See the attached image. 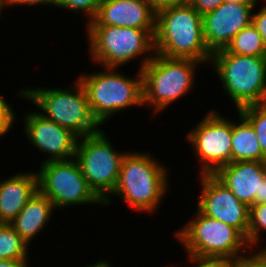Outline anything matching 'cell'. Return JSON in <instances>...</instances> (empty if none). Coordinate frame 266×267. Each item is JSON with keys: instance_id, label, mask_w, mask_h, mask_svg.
Listing matches in <instances>:
<instances>
[{"instance_id": "36", "label": "cell", "mask_w": 266, "mask_h": 267, "mask_svg": "<svg viewBox=\"0 0 266 267\" xmlns=\"http://www.w3.org/2000/svg\"><path fill=\"white\" fill-rule=\"evenodd\" d=\"M8 7V0H0V15L4 12L3 9H6Z\"/></svg>"}, {"instance_id": "12", "label": "cell", "mask_w": 266, "mask_h": 267, "mask_svg": "<svg viewBox=\"0 0 266 267\" xmlns=\"http://www.w3.org/2000/svg\"><path fill=\"white\" fill-rule=\"evenodd\" d=\"M197 209L204 215L236 228L247 240L250 207L242 203L214 174L199 176Z\"/></svg>"}, {"instance_id": "32", "label": "cell", "mask_w": 266, "mask_h": 267, "mask_svg": "<svg viewBox=\"0 0 266 267\" xmlns=\"http://www.w3.org/2000/svg\"><path fill=\"white\" fill-rule=\"evenodd\" d=\"M29 262V260L0 259V267H29Z\"/></svg>"}, {"instance_id": "11", "label": "cell", "mask_w": 266, "mask_h": 267, "mask_svg": "<svg viewBox=\"0 0 266 267\" xmlns=\"http://www.w3.org/2000/svg\"><path fill=\"white\" fill-rule=\"evenodd\" d=\"M204 116L185 137L200 163L199 175L215 174L231 163L232 120L213 109Z\"/></svg>"}, {"instance_id": "2", "label": "cell", "mask_w": 266, "mask_h": 267, "mask_svg": "<svg viewBox=\"0 0 266 267\" xmlns=\"http://www.w3.org/2000/svg\"><path fill=\"white\" fill-rule=\"evenodd\" d=\"M155 53L167 58L193 59L209 64L202 16L188 3L156 11Z\"/></svg>"}, {"instance_id": "13", "label": "cell", "mask_w": 266, "mask_h": 267, "mask_svg": "<svg viewBox=\"0 0 266 267\" xmlns=\"http://www.w3.org/2000/svg\"><path fill=\"white\" fill-rule=\"evenodd\" d=\"M23 119V132L29 143L41 153L47 154L42 162L75 158L78 137L74 133L37 111H29Z\"/></svg>"}, {"instance_id": "22", "label": "cell", "mask_w": 266, "mask_h": 267, "mask_svg": "<svg viewBox=\"0 0 266 267\" xmlns=\"http://www.w3.org/2000/svg\"><path fill=\"white\" fill-rule=\"evenodd\" d=\"M262 232H266V203L255 204L250 207L247 242L252 250H266V246L260 247V244H263L261 242V237L264 236Z\"/></svg>"}, {"instance_id": "33", "label": "cell", "mask_w": 266, "mask_h": 267, "mask_svg": "<svg viewBox=\"0 0 266 267\" xmlns=\"http://www.w3.org/2000/svg\"><path fill=\"white\" fill-rule=\"evenodd\" d=\"M266 203V175L260 180L259 195H255V204Z\"/></svg>"}, {"instance_id": "34", "label": "cell", "mask_w": 266, "mask_h": 267, "mask_svg": "<svg viewBox=\"0 0 266 267\" xmlns=\"http://www.w3.org/2000/svg\"><path fill=\"white\" fill-rule=\"evenodd\" d=\"M110 262L111 261H109L107 259H101V260L97 261L95 264H92V265L89 264L86 267H111L112 264H110Z\"/></svg>"}, {"instance_id": "27", "label": "cell", "mask_w": 266, "mask_h": 267, "mask_svg": "<svg viewBox=\"0 0 266 267\" xmlns=\"http://www.w3.org/2000/svg\"><path fill=\"white\" fill-rule=\"evenodd\" d=\"M223 0H189V4L201 15L214 11Z\"/></svg>"}, {"instance_id": "23", "label": "cell", "mask_w": 266, "mask_h": 267, "mask_svg": "<svg viewBox=\"0 0 266 267\" xmlns=\"http://www.w3.org/2000/svg\"><path fill=\"white\" fill-rule=\"evenodd\" d=\"M238 111L253 126L261 150L266 156V104L248 105L240 108Z\"/></svg>"}, {"instance_id": "18", "label": "cell", "mask_w": 266, "mask_h": 267, "mask_svg": "<svg viewBox=\"0 0 266 267\" xmlns=\"http://www.w3.org/2000/svg\"><path fill=\"white\" fill-rule=\"evenodd\" d=\"M53 211L55 208L51 200L37 190L9 224L30 246L31 241L48 225Z\"/></svg>"}, {"instance_id": "4", "label": "cell", "mask_w": 266, "mask_h": 267, "mask_svg": "<svg viewBox=\"0 0 266 267\" xmlns=\"http://www.w3.org/2000/svg\"><path fill=\"white\" fill-rule=\"evenodd\" d=\"M74 83L73 87L60 89L30 86L22 88L18 97L31 101L45 118L70 130L78 138L95 134L102 126L92 115L87 94L81 82L76 78Z\"/></svg>"}, {"instance_id": "17", "label": "cell", "mask_w": 266, "mask_h": 267, "mask_svg": "<svg viewBox=\"0 0 266 267\" xmlns=\"http://www.w3.org/2000/svg\"><path fill=\"white\" fill-rule=\"evenodd\" d=\"M10 177V178H9ZM0 181V223H10L38 190L37 173L17 172Z\"/></svg>"}, {"instance_id": "8", "label": "cell", "mask_w": 266, "mask_h": 267, "mask_svg": "<svg viewBox=\"0 0 266 267\" xmlns=\"http://www.w3.org/2000/svg\"><path fill=\"white\" fill-rule=\"evenodd\" d=\"M193 216L174 235L187 255L235 257L253 251L236 228L202 214L197 208Z\"/></svg>"}, {"instance_id": "6", "label": "cell", "mask_w": 266, "mask_h": 267, "mask_svg": "<svg viewBox=\"0 0 266 267\" xmlns=\"http://www.w3.org/2000/svg\"><path fill=\"white\" fill-rule=\"evenodd\" d=\"M117 69L104 67V71L77 77L86 91L92 115L101 126L127 108L143 107L141 71L137 70L132 78Z\"/></svg>"}, {"instance_id": "29", "label": "cell", "mask_w": 266, "mask_h": 267, "mask_svg": "<svg viewBox=\"0 0 266 267\" xmlns=\"http://www.w3.org/2000/svg\"><path fill=\"white\" fill-rule=\"evenodd\" d=\"M248 253L249 255L245 256L244 267H266V250H253Z\"/></svg>"}, {"instance_id": "25", "label": "cell", "mask_w": 266, "mask_h": 267, "mask_svg": "<svg viewBox=\"0 0 266 267\" xmlns=\"http://www.w3.org/2000/svg\"><path fill=\"white\" fill-rule=\"evenodd\" d=\"M101 0H57L56 7L85 14L88 17L87 23L91 22L97 15Z\"/></svg>"}, {"instance_id": "28", "label": "cell", "mask_w": 266, "mask_h": 267, "mask_svg": "<svg viewBox=\"0 0 266 267\" xmlns=\"http://www.w3.org/2000/svg\"><path fill=\"white\" fill-rule=\"evenodd\" d=\"M262 5L263 6L258 9L257 13H253L252 23L262 36L263 42L266 46V3Z\"/></svg>"}, {"instance_id": "19", "label": "cell", "mask_w": 266, "mask_h": 267, "mask_svg": "<svg viewBox=\"0 0 266 267\" xmlns=\"http://www.w3.org/2000/svg\"><path fill=\"white\" fill-rule=\"evenodd\" d=\"M236 112L240 121H232L231 162H266L253 126L238 110Z\"/></svg>"}, {"instance_id": "3", "label": "cell", "mask_w": 266, "mask_h": 267, "mask_svg": "<svg viewBox=\"0 0 266 267\" xmlns=\"http://www.w3.org/2000/svg\"><path fill=\"white\" fill-rule=\"evenodd\" d=\"M85 26L89 58L95 65L119 69L139 57L138 70L141 71L155 55V30L110 25Z\"/></svg>"}, {"instance_id": "1", "label": "cell", "mask_w": 266, "mask_h": 267, "mask_svg": "<svg viewBox=\"0 0 266 267\" xmlns=\"http://www.w3.org/2000/svg\"><path fill=\"white\" fill-rule=\"evenodd\" d=\"M127 151L115 189L103 206L110 205L115 196L125 201L133 211L154 214L170 188L167 166L150 153Z\"/></svg>"}, {"instance_id": "9", "label": "cell", "mask_w": 266, "mask_h": 267, "mask_svg": "<svg viewBox=\"0 0 266 267\" xmlns=\"http://www.w3.org/2000/svg\"><path fill=\"white\" fill-rule=\"evenodd\" d=\"M106 133L99 132L78 138L75 159L89 187L104 202L114 191L121 163L127 151L112 146Z\"/></svg>"}, {"instance_id": "35", "label": "cell", "mask_w": 266, "mask_h": 267, "mask_svg": "<svg viewBox=\"0 0 266 267\" xmlns=\"http://www.w3.org/2000/svg\"><path fill=\"white\" fill-rule=\"evenodd\" d=\"M260 0H223L226 3H258Z\"/></svg>"}, {"instance_id": "5", "label": "cell", "mask_w": 266, "mask_h": 267, "mask_svg": "<svg viewBox=\"0 0 266 267\" xmlns=\"http://www.w3.org/2000/svg\"><path fill=\"white\" fill-rule=\"evenodd\" d=\"M193 59L167 58L158 53L142 69L143 106L158 115L195 89L197 65ZM166 108V109H165Z\"/></svg>"}, {"instance_id": "15", "label": "cell", "mask_w": 266, "mask_h": 267, "mask_svg": "<svg viewBox=\"0 0 266 267\" xmlns=\"http://www.w3.org/2000/svg\"><path fill=\"white\" fill-rule=\"evenodd\" d=\"M156 11L148 0H101L96 17L85 25L155 30Z\"/></svg>"}, {"instance_id": "24", "label": "cell", "mask_w": 266, "mask_h": 267, "mask_svg": "<svg viewBox=\"0 0 266 267\" xmlns=\"http://www.w3.org/2000/svg\"><path fill=\"white\" fill-rule=\"evenodd\" d=\"M186 260L193 264V266L191 264L189 267H244L245 264V256L203 257L197 255H187Z\"/></svg>"}, {"instance_id": "26", "label": "cell", "mask_w": 266, "mask_h": 267, "mask_svg": "<svg viewBox=\"0 0 266 267\" xmlns=\"http://www.w3.org/2000/svg\"><path fill=\"white\" fill-rule=\"evenodd\" d=\"M12 107V104L0 93V140L10 132L18 118L16 117L17 113L14 112L15 110Z\"/></svg>"}, {"instance_id": "10", "label": "cell", "mask_w": 266, "mask_h": 267, "mask_svg": "<svg viewBox=\"0 0 266 267\" xmlns=\"http://www.w3.org/2000/svg\"><path fill=\"white\" fill-rule=\"evenodd\" d=\"M38 167V190L51 200L55 210L104 204L89 187L75 158L42 162Z\"/></svg>"}, {"instance_id": "31", "label": "cell", "mask_w": 266, "mask_h": 267, "mask_svg": "<svg viewBox=\"0 0 266 267\" xmlns=\"http://www.w3.org/2000/svg\"><path fill=\"white\" fill-rule=\"evenodd\" d=\"M188 2L189 0H152L151 4L154 10L158 11L168 6L181 5Z\"/></svg>"}, {"instance_id": "14", "label": "cell", "mask_w": 266, "mask_h": 267, "mask_svg": "<svg viewBox=\"0 0 266 267\" xmlns=\"http://www.w3.org/2000/svg\"><path fill=\"white\" fill-rule=\"evenodd\" d=\"M257 3L223 2L214 11L202 16L204 40L213 54L225 49L233 37L252 23Z\"/></svg>"}, {"instance_id": "16", "label": "cell", "mask_w": 266, "mask_h": 267, "mask_svg": "<svg viewBox=\"0 0 266 267\" xmlns=\"http://www.w3.org/2000/svg\"><path fill=\"white\" fill-rule=\"evenodd\" d=\"M214 175L242 203L251 207L255 205V195H259L260 180L266 175V162H231L221 167Z\"/></svg>"}, {"instance_id": "20", "label": "cell", "mask_w": 266, "mask_h": 267, "mask_svg": "<svg viewBox=\"0 0 266 267\" xmlns=\"http://www.w3.org/2000/svg\"><path fill=\"white\" fill-rule=\"evenodd\" d=\"M225 49L241 56L266 57V46L253 23L240 30Z\"/></svg>"}, {"instance_id": "21", "label": "cell", "mask_w": 266, "mask_h": 267, "mask_svg": "<svg viewBox=\"0 0 266 267\" xmlns=\"http://www.w3.org/2000/svg\"><path fill=\"white\" fill-rule=\"evenodd\" d=\"M29 246L8 223H0V259L29 260Z\"/></svg>"}, {"instance_id": "7", "label": "cell", "mask_w": 266, "mask_h": 267, "mask_svg": "<svg viewBox=\"0 0 266 267\" xmlns=\"http://www.w3.org/2000/svg\"><path fill=\"white\" fill-rule=\"evenodd\" d=\"M210 65L237 110L266 104V57L241 56L222 49L212 54Z\"/></svg>"}, {"instance_id": "30", "label": "cell", "mask_w": 266, "mask_h": 267, "mask_svg": "<svg viewBox=\"0 0 266 267\" xmlns=\"http://www.w3.org/2000/svg\"><path fill=\"white\" fill-rule=\"evenodd\" d=\"M56 4H57V0H8V7L10 6H37V5H46V7L49 5V6H52V7H56ZM18 5V6H17Z\"/></svg>"}]
</instances>
